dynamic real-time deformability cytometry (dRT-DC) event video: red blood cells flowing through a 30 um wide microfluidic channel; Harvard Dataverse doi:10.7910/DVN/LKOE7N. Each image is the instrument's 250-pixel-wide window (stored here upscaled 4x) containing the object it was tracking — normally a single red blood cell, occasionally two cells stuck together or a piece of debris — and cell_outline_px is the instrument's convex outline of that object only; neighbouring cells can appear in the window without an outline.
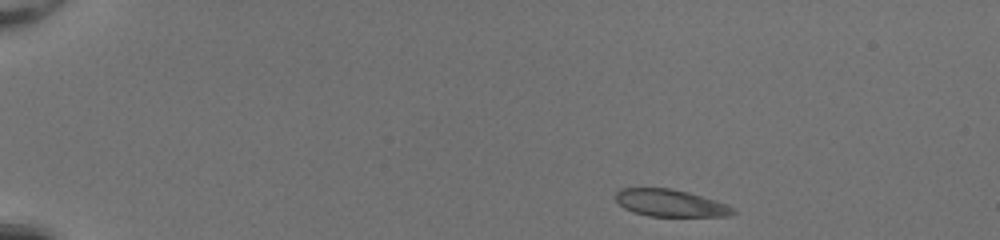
{"species": "common noctule bat (a hibernating species)", "species_latin": "Nyctalus noctula", "temperature_condition": "room temperature", "stored_images_in_passage": 43, "camera_frame_rate_fps": 3000, "um_per_image_px": 0.085, "animal": {"sex": "female", "body_mass_g": 20.0, "forearm_length_mm": 54.0}, "frame": {"image": 1, "passage_image": 1, "time_ms": 0.0, "image_size_px": [1000, 240], "cell_outline_px": [[736, 212], [732, 216], [648, 216], [632, 212], [624, 208], [616, 200], [616, 192], [620, 188], [672, 188], [688, 192], [716, 200], [728, 204], [736, 208]], "centroid_in_image_um": [57.02, 17.26], "position_along_channel_um": 28.0, "area_um2": 18.79}}
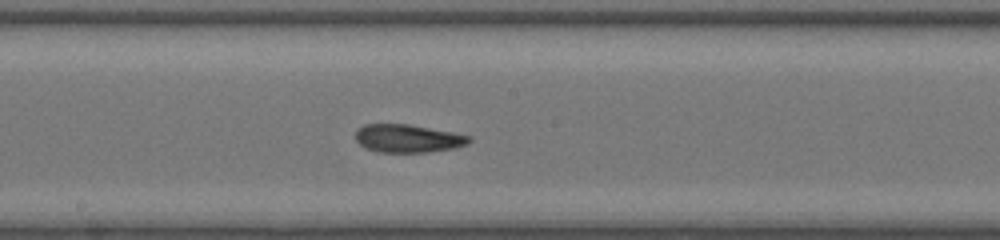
{"frame": {"image": 2, "passage_image": 22, "time_ms": 7.0, "image_size_px": [1000, 240], "cell_outline_px": [[472, 140], [468, 144], [456, 148], [428, 152], [380, 152], [364, 148], [356, 140], [356, 128], [364, 124], [408, 124], [452, 132], [472, 136]], "centroid_in_image_um": [34.68, 11.77], "position_along_channel_um": 213.5, "area_um2": 18.73}}
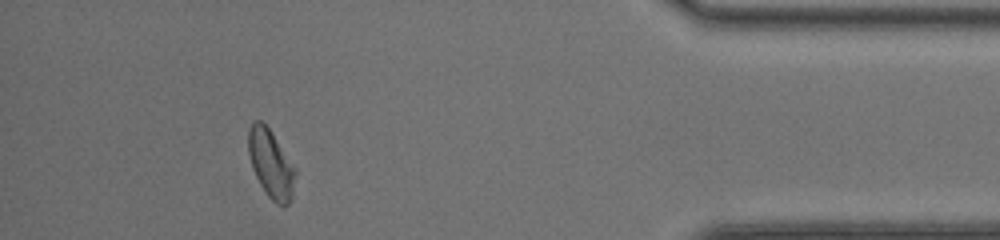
{"frame": {"image": 3, "passage_image": 39, "time_ms": 12.667, "image_size_px": [1000, 240], "cell_outline_px": [[296, 176], [292, 200], [284, 208], [276, 204], [268, 196], [260, 184], [252, 168], [248, 152], [248, 128], [252, 120], [260, 120], [272, 132], [296, 168]], "centroid_in_image_um": [23.04, 13.94], "position_along_channel_um": 412.2, "area_um2": 19.02}, "authors_computed_cell_mechanics": {"area_um2": 18.9584, "velocity_mm_per_s": 4.2281, "shape_relaxation_time_tau1_ms": 3.6673, "shape_relaxation_time_tau2_ms": 1.5603, "deformation_change_tau1": 0.1328, "deformation_change_tau2": 0.0836}}